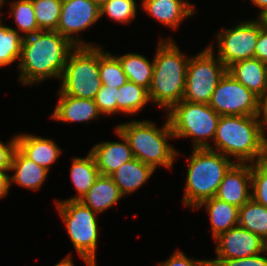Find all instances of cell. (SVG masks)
<instances>
[{"mask_svg": "<svg viewBox=\"0 0 267 266\" xmlns=\"http://www.w3.org/2000/svg\"><path fill=\"white\" fill-rule=\"evenodd\" d=\"M201 207H205L206 212H208L213 238L238 226V207L216 197L203 201L195 210Z\"/></svg>", "mask_w": 267, "mask_h": 266, "instance_id": "obj_23", "label": "cell"}, {"mask_svg": "<svg viewBox=\"0 0 267 266\" xmlns=\"http://www.w3.org/2000/svg\"><path fill=\"white\" fill-rule=\"evenodd\" d=\"M215 55L212 44L189 58L185 93L182 100L191 103L210 102L213 91L227 72V68Z\"/></svg>", "mask_w": 267, "mask_h": 266, "instance_id": "obj_9", "label": "cell"}, {"mask_svg": "<svg viewBox=\"0 0 267 266\" xmlns=\"http://www.w3.org/2000/svg\"><path fill=\"white\" fill-rule=\"evenodd\" d=\"M210 259H193L188 258L181 250L175 251L171 257L164 262H159L158 266H206Z\"/></svg>", "mask_w": 267, "mask_h": 266, "instance_id": "obj_36", "label": "cell"}, {"mask_svg": "<svg viewBox=\"0 0 267 266\" xmlns=\"http://www.w3.org/2000/svg\"><path fill=\"white\" fill-rule=\"evenodd\" d=\"M95 3L99 8H101L108 0H91Z\"/></svg>", "mask_w": 267, "mask_h": 266, "instance_id": "obj_44", "label": "cell"}, {"mask_svg": "<svg viewBox=\"0 0 267 266\" xmlns=\"http://www.w3.org/2000/svg\"><path fill=\"white\" fill-rule=\"evenodd\" d=\"M10 187L11 183L9 174L0 172V199L9 193Z\"/></svg>", "mask_w": 267, "mask_h": 266, "instance_id": "obj_40", "label": "cell"}, {"mask_svg": "<svg viewBox=\"0 0 267 266\" xmlns=\"http://www.w3.org/2000/svg\"><path fill=\"white\" fill-rule=\"evenodd\" d=\"M227 71L260 100L267 97V64L253 57L233 63Z\"/></svg>", "mask_w": 267, "mask_h": 266, "instance_id": "obj_17", "label": "cell"}, {"mask_svg": "<svg viewBox=\"0 0 267 266\" xmlns=\"http://www.w3.org/2000/svg\"><path fill=\"white\" fill-rule=\"evenodd\" d=\"M34 15L40 30L56 31L62 0H32Z\"/></svg>", "mask_w": 267, "mask_h": 266, "instance_id": "obj_31", "label": "cell"}, {"mask_svg": "<svg viewBox=\"0 0 267 266\" xmlns=\"http://www.w3.org/2000/svg\"><path fill=\"white\" fill-rule=\"evenodd\" d=\"M61 79L63 94L94 100L102 86L99 46H76L68 55Z\"/></svg>", "mask_w": 267, "mask_h": 266, "instance_id": "obj_6", "label": "cell"}, {"mask_svg": "<svg viewBox=\"0 0 267 266\" xmlns=\"http://www.w3.org/2000/svg\"><path fill=\"white\" fill-rule=\"evenodd\" d=\"M206 266H217V265H215V264L209 262Z\"/></svg>", "mask_w": 267, "mask_h": 266, "instance_id": "obj_47", "label": "cell"}, {"mask_svg": "<svg viewBox=\"0 0 267 266\" xmlns=\"http://www.w3.org/2000/svg\"><path fill=\"white\" fill-rule=\"evenodd\" d=\"M251 2L258 7L259 11L258 17L262 15L267 10V0H251Z\"/></svg>", "mask_w": 267, "mask_h": 266, "instance_id": "obj_41", "label": "cell"}, {"mask_svg": "<svg viewBox=\"0 0 267 266\" xmlns=\"http://www.w3.org/2000/svg\"><path fill=\"white\" fill-rule=\"evenodd\" d=\"M251 198L267 207V160L251 163Z\"/></svg>", "mask_w": 267, "mask_h": 266, "instance_id": "obj_33", "label": "cell"}, {"mask_svg": "<svg viewBox=\"0 0 267 266\" xmlns=\"http://www.w3.org/2000/svg\"><path fill=\"white\" fill-rule=\"evenodd\" d=\"M238 226L267 239V207L252 198L239 208Z\"/></svg>", "mask_w": 267, "mask_h": 266, "instance_id": "obj_26", "label": "cell"}, {"mask_svg": "<svg viewBox=\"0 0 267 266\" xmlns=\"http://www.w3.org/2000/svg\"><path fill=\"white\" fill-rule=\"evenodd\" d=\"M2 6H3L2 1H0V10H1V8H3ZM1 17H2V14H1V12H0V20H2Z\"/></svg>", "mask_w": 267, "mask_h": 266, "instance_id": "obj_45", "label": "cell"}, {"mask_svg": "<svg viewBox=\"0 0 267 266\" xmlns=\"http://www.w3.org/2000/svg\"><path fill=\"white\" fill-rule=\"evenodd\" d=\"M251 163H234L224 175L215 197L238 208L251 199Z\"/></svg>", "mask_w": 267, "mask_h": 266, "instance_id": "obj_14", "label": "cell"}, {"mask_svg": "<svg viewBox=\"0 0 267 266\" xmlns=\"http://www.w3.org/2000/svg\"><path fill=\"white\" fill-rule=\"evenodd\" d=\"M135 0H108L101 8V18L106 14L110 19L121 24H130L137 16Z\"/></svg>", "mask_w": 267, "mask_h": 266, "instance_id": "obj_32", "label": "cell"}, {"mask_svg": "<svg viewBox=\"0 0 267 266\" xmlns=\"http://www.w3.org/2000/svg\"><path fill=\"white\" fill-rule=\"evenodd\" d=\"M17 148L30 160L50 171V166L61 155V149L53 139L43 138L32 134L16 135Z\"/></svg>", "mask_w": 267, "mask_h": 266, "instance_id": "obj_19", "label": "cell"}, {"mask_svg": "<svg viewBox=\"0 0 267 266\" xmlns=\"http://www.w3.org/2000/svg\"><path fill=\"white\" fill-rule=\"evenodd\" d=\"M260 122H261V131L262 136L267 143V137L265 130L267 128V97L260 100V114H259Z\"/></svg>", "mask_w": 267, "mask_h": 266, "instance_id": "obj_39", "label": "cell"}, {"mask_svg": "<svg viewBox=\"0 0 267 266\" xmlns=\"http://www.w3.org/2000/svg\"><path fill=\"white\" fill-rule=\"evenodd\" d=\"M99 77L102 85L116 88L128 81L119 59L108 51L104 52L102 46H99Z\"/></svg>", "mask_w": 267, "mask_h": 266, "instance_id": "obj_28", "label": "cell"}, {"mask_svg": "<svg viewBox=\"0 0 267 266\" xmlns=\"http://www.w3.org/2000/svg\"><path fill=\"white\" fill-rule=\"evenodd\" d=\"M17 148L16 134L13 138L6 144L0 141V172L7 173L11 168V161L15 149Z\"/></svg>", "mask_w": 267, "mask_h": 266, "instance_id": "obj_37", "label": "cell"}, {"mask_svg": "<svg viewBox=\"0 0 267 266\" xmlns=\"http://www.w3.org/2000/svg\"><path fill=\"white\" fill-rule=\"evenodd\" d=\"M157 44L152 82L148 93L150 103L158 104L168 112L183 99L190 57L181 53L171 37L167 40L160 39Z\"/></svg>", "mask_w": 267, "mask_h": 266, "instance_id": "obj_3", "label": "cell"}, {"mask_svg": "<svg viewBox=\"0 0 267 266\" xmlns=\"http://www.w3.org/2000/svg\"><path fill=\"white\" fill-rule=\"evenodd\" d=\"M116 57L119 59L127 79L149 90L153 76L154 58L151 62L144 55L132 52Z\"/></svg>", "mask_w": 267, "mask_h": 266, "instance_id": "obj_25", "label": "cell"}, {"mask_svg": "<svg viewBox=\"0 0 267 266\" xmlns=\"http://www.w3.org/2000/svg\"><path fill=\"white\" fill-rule=\"evenodd\" d=\"M261 22L263 23V25L267 26V10L258 17Z\"/></svg>", "mask_w": 267, "mask_h": 266, "instance_id": "obj_43", "label": "cell"}, {"mask_svg": "<svg viewBox=\"0 0 267 266\" xmlns=\"http://www.w3.org/2000/svg\"><path fill=\"white\" fill-rule=\"evenodd\" d=\"M174 138H192L193 148H208L214 140L220 115L206 103L181 100L167 113Z\"/></svg>", "mask_w": 267, "mask_h": 266, "instance_id": "obj_8", "label": "cell"}, {"mask_svg": "<svg viewBox=\"0 0 267 266\" xmlns=\"http://www.w3.org/2000/svg\"><path fill=\"white\" fill-rule=\"evenodd\" d=\"M116 129L129 142L134 158L151 166L154 170L159 166L166 169L173 168L174 160L179 152L168 143L170 138H174L168 117L160 128L149 120H132L118 124Z\"/></svg>", "mask_w": 267, "mask_h": 266, "instance_id": "obj_4", "label": "cell"}, {"mask_svg": "<svg viewBox=\"0 0 267 266\" xmlns=\"http://www.w3.org/2000/svg\"><path fill=\"white\" fill-rule=\"evenodd\" d=\"M56 208L79 257L87 266H97L96 248L99 237L97 213L80 201L57 200Z\"/></svg>", "mask_w": 267, "mask_h": 266, "instance_id": "obj_7", "label": "cell"}, {"mask_svg": "<svg viewBox=\"0 0 267 266\" xmlns=\"http://www.w3.org/2000/svg\"><path fill=\"white\" fill-rule=\"evenodd\" d=\"M101 19L100 8L91 0H62L60 20L56 31L75 46H94L83 41L79 32ZM75 35H78L76 38ZM79 38V39H78Z\"/></svg>", "mask_w": 267, "mask_h": 266, "instance_id": "obj_12", "label": "cell"}, {"mask_svg": "<svg viewBox=\"0 0 267 266\" xmlns=\"http://www.w3.org/2000/svg\"><path fill=\"white\" fill-rule=\"evenodd\" d=\"M263 23L259 18L256 20L240 21L238 25L230 29L222 28L215 34L217 43V57L226 68L240 60L253 58L255 45L258 40Z\"/></svg>", "mask_w": 267, "mask_h": 266, "instance_id": "obj_10", "label": "cell"}, {"mask_svg": "<svg viewBox=\"0 0 267 266\" xmlns=\"http://www.w3.org/2000/svg\"><path fill=\"white\" fill-rule=\"evenodd\" d=\"M115 133L122 142L103 141L95 144L90 150L93 154L100 175L110 176L122 164L133 159L129 142L116 128Z\"/></svg>", "mask_w": 267, "mask_h": 266, "instance_id": "obj_15", "label": "cell"}, {"mask_svg": "<svg viewBox=\"0 0 267 266\" xmlns=\"http://www.w3.org/2000/svg\"><path fill=\"white\" fill-rule=\"evenodd\" d=\"M10 9V15L18 27L17 31H20L23 37L41 31L36 22L32 0H15L10 3Z\"/></svg>", "mask_w": 267, "mask_h": 266, "instance_id": "obj_30", "label": "cell"}, {"mask_svg": "<svg viewBox=\"0 0 267 266\" xmlns=\"http://www.w3.org/2000/svg\"><path fill=\"white\" fill-rule=\"evenodd\" d=\"M267 254V239L265 240V255Z\"/></svg>", "mask_w": 267, "mask_h": 266, "instance_id": "obj_46", "label": "cell"}, {"mask_svg": "<svg viewBox=\"0 0 267 266\" xmlns=\"http://www.w3.org/2000/svg\"><path fill=\"white\" fill-rule=\"evenodd\" d=\"M116 99L117 113L130 115L139 113L150 101L148 90L129 80L118 88Z\"/></svg>", "mask_w": 267, "mask_h": 266, "instance_id": "obj_27", "label": "cell"}, {"mask_svg": "<svg viewBox=\"0 0 267 266\" xmlns=\"http://www.w3.org/2000/svg\"><path fill=\"white\" fill-rule=\"evenodd\" d=\"M117 92L118 88L102 85L96 93L94 101L101 114L109 116L117 114Z\"/></svg>", "mask_w": 267, "mask_h": 266, "instance_id": "obj_34", "label": "cell"}, {"mask_svg": "<svg viewBox=\"0 0 267 266\" xmlns=\"http://www.w3.org/2000/svg\"><path fill=\"white\" fill-rule=\"evenodd\" d=\"M16 29L2 24L0 20V67L20 60L23 36Z\"/></svg>", "mask_w": 267, "mask_h": 266, "instance_id": "obj_29", "label": "cell"}, {"mask_svg": "<svg viewBox=\"0 0 267 266\" xmlns=\"http://www.w3.org/2000/svg\"><path fill=\"white\" fill-rule=\"evenodd\" d=\"M208 105L220 116L260 114V99L228 71L217 84Z\"/></svg>", "mask_w": 267, "mask_h": 266, "instance_id": "obj_11", "label": "cell"}, {"mask_svg": "<svg viewBox=\"0 0 267 266\" xmlns=\"http://www.w3.org/2000/svg\"><path fill=\"white\" fill-rule=\"evenodd\" d=\"M141 6L148 15L164 26L177 29L184 18L195 14V7L185 0H141Z\"/></svg>", "mask_w": 267, "mask_h": 266, "instance_id": "obj_18", "label": "cell"}, {"mask_svg": "<svg viewBox=\"0 0 267 266\" xmlns=\"http://www.w3.org/2000/svg\"><path fill=\"white\" fill-rule=\"evenodd\" d=\"M76 46L57 31L41 30L23 38L18 63L22 85H36L43 80H61L66 61Z\"/></svg>", "mask_w": 267, "mask_h": 266, "instance_id": "obj_1", "label": "cell"}, {"mask_svg": "<svg viewBox=\"0 0 267 266\" xmlns=\"http://www.w3.org/2000/svg\"><path fill=\"white\" fill-rule=\"evenodd\" d=\"M10 170L15 171L10 176L12 184H18L23 188L38 190L42 187L49 171L26 157L18 148L15 149Z\"/></svg>", "mask_w": 267, "mask_h": 266, "instance_id": "obj_20", "label": "cell"}, {"mask_svg": "<svg viewBox=\"0 0 267 266\" xmlns=\"http://www.w3.org/2000/svg\"><path fill=\"white\" fill-rule=\"evenodd\" d=\"M214 149L226 157H235L236 163H256L266 160L265 142L259 115L220 116L214 137Z\"/></svg>", "mask_w": 267, "mask_h": 266, "instance_id": "obj_2", "label": "cell"}, {"mask_svg": "<svg viewBox=\"0 0 267 266\" xmlns=\"http://www.w3.org/2000/svg\"><path fill=\"white\" fill-rule=\"evenodd\" d=\"M73 263L74 262L72 260L71 255H67L66 257H64L60 262H58L54 266H74Z\"/></svg>", "mask_w": 267, "mask_h": 266, "instance_id": "obj_42", "label": "cell"}, {"mask_svg": "<svg viewBox=\"0 0 267 266\" xmlns=\"http://www.w3.org/2000/svg\"><path fill=\"white\" fill-rule=\"evenodd\" d=\"M189 156L183 204L196 208L215 197L226 172L235 163L220 152L209 148H192Z\"/></svg>", "mask_w": 267, "mask_h": 266, "instance_id": "obj_5", "label": "cell"}, {"mask_svg": "<svg viewBox=\"0 0 267 266\" xmlns=\"http://www.w3.org/2000/svg\"><path fill=\"white\" fill-rule=\"evenodd\" d=\"M59 100L50 116L53 120L62 122H87L98 119L101 113L93 99L77 98L58 91Z\"/></svg>", "mask_w": 267, "mask_h": 266, "instance_id": "obj_16", "label": "cell"}, {"mask_svg": "<svg viewBox=\"0 0 267 266\" xmlns=\"http://www.w3.org/2000/svg\"><path fill=\"white\" fill-rule=\"evenodd\" d=\"M259 253L245 258L212 259L211 263L217 266H267V257Z\"/></svg>", "mask_w": 267, "mask_h": 266, "instance_id": "obj_35", "label": "cell"}, {"mask_svg": "<svg viewBox=\"0 0 267 266\" xmlns=\"http://www.w3.org/2000/svg\"><path fill=\"white\" fill-rule=\"evenodd\" d=\"M71 162L70 176L77 195L67 200L80 201L93 186L100 173L95 158L90 151L84 158L73 157Z\"/></svg>", "mask_w": 267, "mask_h": 266, "instance_id": "obj_24", "label": "cell"}, {"mask_svg": "<svg viewBox=\"0 0 267 266\" xmlns=\"http://www.w3.org/2000/svg\"><path fill=\"white\" fill-rule=\"evenodd\" d=\"M123 196L110 176L99 175L80 202L100 214L117 204Z\"/></svg>", "mask_w": 267, "mask_h": 266, "instance_id": "obj_21", "label": "cell"}, {"mask_svg": "<svg viewBox=\"0 0 267 266\" xmlns=\"http://www.w3.org/2000/svg\"><path fill=\"white\" fill-rule=\"evenodd\" d=\"M154 172L151 166L133 158L122 164L110 177L125 196L142 187Z\"/></svg>", "mask_w": 267, "mask_h": 266, "instance_id": "obj_22", "label": "cell"}, {"mask_svg": "<svg viewBox=\"0 0 267 266\" xmlns=\"http://www.w3.org/2000/svg\"><path fill=\"white\" fill-rule=\"evenodd\" d=\"M254 57L267 64V26L265 25L260 29Z\"/></svg>", "mask_w": 267, "mask_h": 266, "instance_id": "obj_38", "label": "cell"}, {"mask_svg": "<svg viewBox=\"0 0 267 266\" xmlns=\"http://www.w3.org/2000/svg\"><path fill=\"white\" fill-rule=\"evenodd\" d=\"M214 239L215 259L245 258L265 253V240L240 226L233 227Z\"/></svg>", "mask_w": 267, "mask_h": 266, "instance_id": "obj_13", "label": "cell"}]
</instances>
